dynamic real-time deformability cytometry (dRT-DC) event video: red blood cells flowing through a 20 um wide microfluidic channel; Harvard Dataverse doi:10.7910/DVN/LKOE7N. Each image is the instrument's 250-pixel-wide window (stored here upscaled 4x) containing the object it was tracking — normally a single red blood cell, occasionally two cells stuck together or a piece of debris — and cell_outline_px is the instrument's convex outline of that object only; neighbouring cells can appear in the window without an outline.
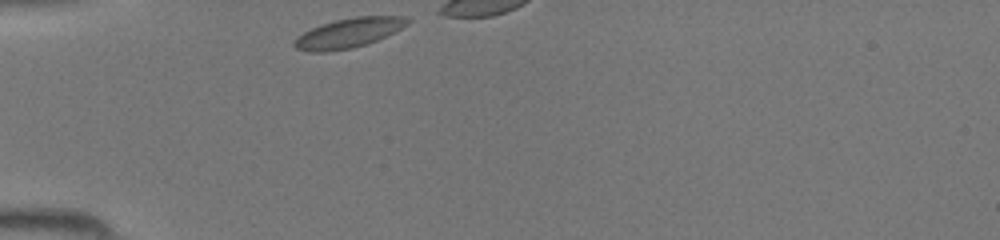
{"species": "common noctule bat (a hibernating species)", "species_latin": "Nyctalus noctula", "temperature_condition": "room temperature", "stored_images_in_passage": 10, "camera_frame_rate_fps": 3000, "um_per_image_px": 0.085, "animal": {"sex": "female", "body_mass_g": 19.5, "forearm_length_mm": 54.1}, "frame": {"image": 1, "passage_image": 1, "time_ms": 0.0, "image_size_px": [1000, 240], "cell_outline_px": [[412, 20], [408, 24], [368, 44], [352, 48], [328, 52], [308, 52], [296, 48], [292, 44], [292, 40], [296, 36], [320, 24], [336, 20], [356, 16], [404, 16]], "centroid_in_image_um": [29.57, 2.81], "position_along_channel_um": 55.4, "area_um2": 19.59}}
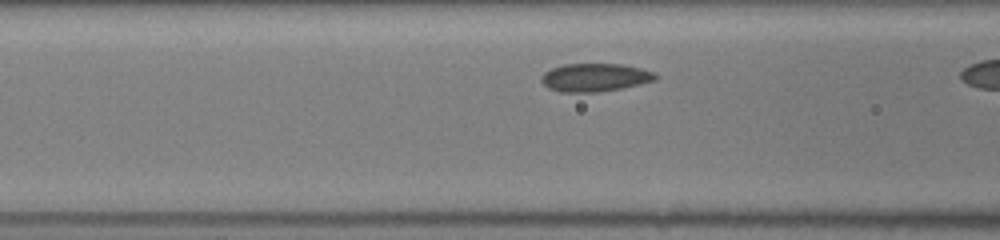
{"frame": {"image": 2, "passage_image": 6, "time_ms": 1.667, "image_size_px": [1000, 240], "cell_outline_px": [[660, 76], [656, 80], [640, 84], [620, 88], [596, 92], [560, 92], [548, 88], [540, 80], [540, 76], [544, 72], [552, 68], [564, 64], [624, 64], [656, 72]], "centroid_in_image_um": [50.58, 6.58], "position_along_channel_um": 116.0, "area_um2": 18.84}}
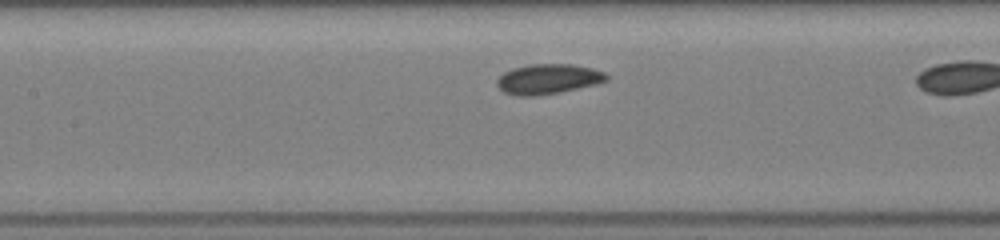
{"frame": {"image": 3, "passage_image": 9, "time_ms": 2.667, "image_size_px": [1000, 240], "cell_outline_px": [[608, 80], [596, 84], [560, 92], [536, 96], [516, 96], [504, 92], [496, 84], [496, 80], [504, 72], [512, 68], [528, 64], [572, 64], [592, 68], [604, 72], [608, 76]], "centroid_in_image_um": [46.57, 6.71], "position_along_channel_um": 160.8, "area_um2": 19.25}}